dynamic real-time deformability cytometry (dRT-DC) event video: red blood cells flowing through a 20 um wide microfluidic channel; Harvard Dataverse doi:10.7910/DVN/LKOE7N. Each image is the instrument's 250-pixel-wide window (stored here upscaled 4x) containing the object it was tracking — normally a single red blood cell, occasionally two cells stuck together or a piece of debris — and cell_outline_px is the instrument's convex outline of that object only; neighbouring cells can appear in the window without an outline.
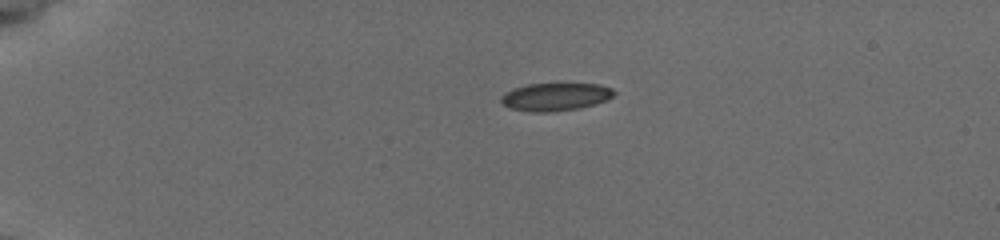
{"species": "common noctule bat (a hibernating species)", "species_latin": "Nyctalus noctula", "temperature_condition": "cold", "stored_images_in_passage": 43, "camera_frame_rate_fps": 3000, "um_per_image_px": 0.085, "animal": {"sex": "female", "body_mass_g": 19.5, "forearm_length_mm": 54.1}, "frame": {"image": 1, "passage_image": 1, "time_ms": 0.0, "image_size_px": [1000, 240], "cell_outline_px": [[616, 92], [608, 100], [580, 108], [548, 112], [532, 112], [508, 108], [500, 104], [500, 96], [504, 92], [512, 88], [528, 84], [556, 80], [600, 84], [612, 88]], "centroid_in_image_um": [47.19, 8.17], "position_along_channel_um": 37.8, "area_um2": 19.59}}
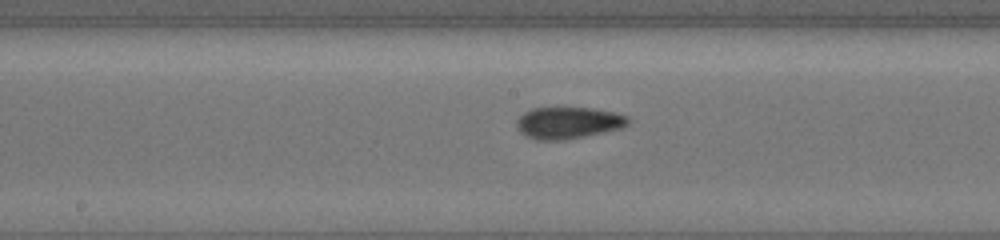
{"frame": {"image": 2, "passage_image": 19, "time_ms": 6.0, "image_size_px": [1000, 240], "cell_outline_px": [[628, 124], [620, 128], [584, 136], [564, 140], [536, 140], [524, 136], [516, 128], [516, 120], [524, 112], [532, 108], [592, 108], [616, 112], [628, 116]], "centroid_in_image_um": [48.25, 10.44], "position_along_channel_um": 199.9, "area_um2": 20.63}}
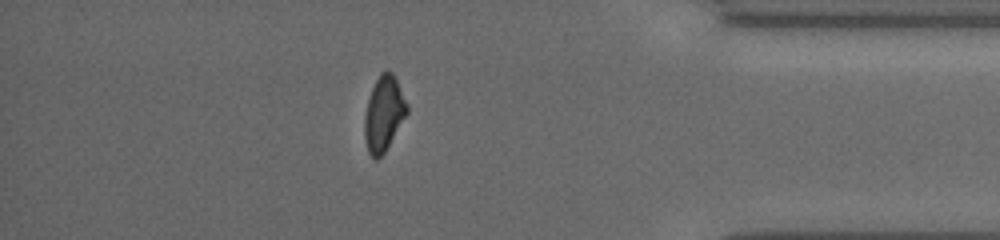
{"frame": {"image": 3, "passage_image": 37, "time_ms": 12.0, "image_size_px": [1000, 240], "cell_outline_px": [[408, 112], [384, 152], [376, 160], [368, 152], [364, 136], [364, 116], [368, 100], [372, 88], [380, 72], [388, 68], [392, 72], [408, 104]], "centroid_in_image_um": [32.61, 9.63], "position_along_channel_um": 402.6, "area_um2": 18.38}, "authors_computed_cell_mechanics": {"area_um2": 19.5364, "velocity_mm_per_s": 3.7832, "shape_relaxation_time_tau1_ms": null, "shape_relaxation_time_tau2_ms": 1.7356, "deformation_change_tau1": null, "deformation_change_tau2": 0.0808}}